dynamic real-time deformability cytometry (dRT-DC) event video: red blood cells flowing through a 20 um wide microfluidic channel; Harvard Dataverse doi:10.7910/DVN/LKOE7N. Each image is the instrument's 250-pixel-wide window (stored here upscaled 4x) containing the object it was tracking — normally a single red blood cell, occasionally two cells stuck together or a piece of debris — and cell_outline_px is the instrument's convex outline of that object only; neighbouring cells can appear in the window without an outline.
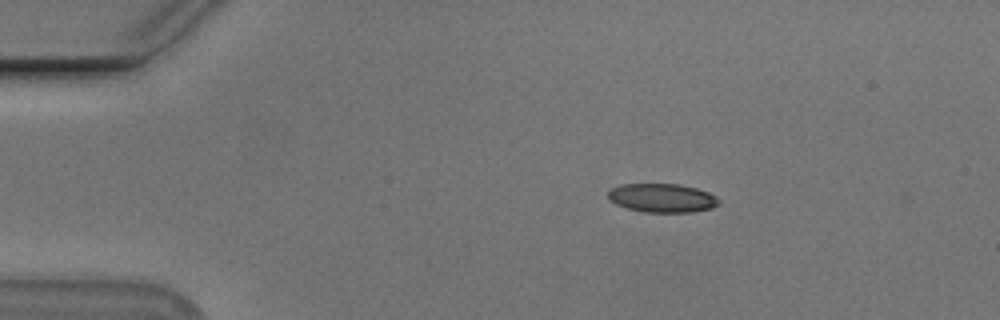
{"species": "Egyptian fruit bat (a non-hibernating species)", "species_latin": "Rousettus aegyptiacus", "temperature_condition": "cold", "stored_images_in_passage": 46, "camera_frame_rate_fps": 3000, "um_per_image_px": 0.085, "animal": {"sex": "male"}, "frame": {"image": 1, "passage_image": 1, "time_ms": 0.0, "image_size_px": [1000, 320], "cell_outline_px": [[720, 204], [712, 208], [692, 212], [644, 212], [628, 208], [616, 204], [608, 200], [608, 188], [620, 184], [680, 184], [696, 188], [708, 192], [716, 196], [720, 200]], "centroid_in_image_um": [56.27, 16.82], "position_along_channel_um": 28.7, "area_um2": 18.79}}
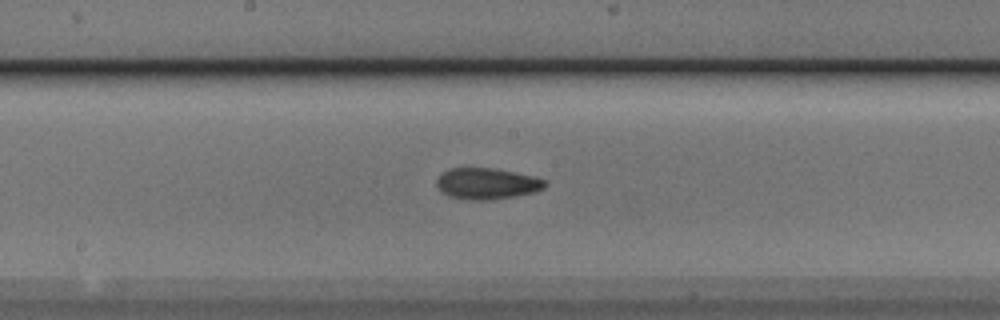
{"frame": {"image": 2, "passage_image": 20, "time_ms": 6.333, "image_size_px": [1000, 320], "cell_outline_px": [[548, 184], [544, 188], [536, 192], [516, 196], [488, 200], [468, 200], [448, 196], [440, 192], [436, 184], [436, 180], [440, 172], [448, 168], [492, 168], [516, 172], [536, 176], [548, 180]], "centroid_in_image_um": [41.39, 15.6], "position_along_channel_um": 206.8, "area_um2": 20.23}}
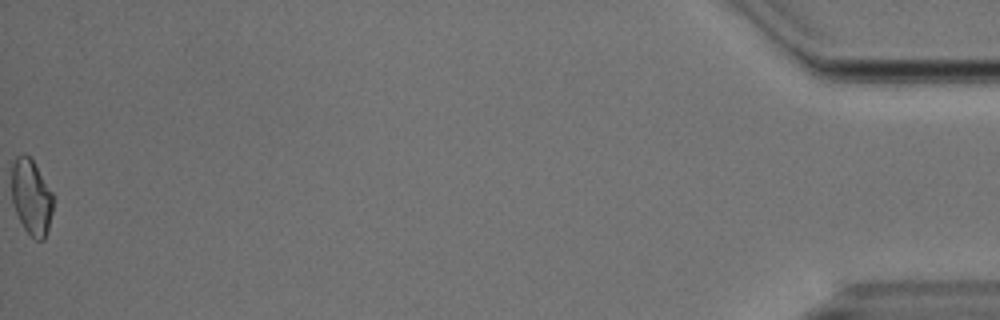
{"frame": {"image": 3, "passage_image": 46, "time_ms": 15.0, "image_size_px": [1000, 320], "cell_outline_px": [[52, 212], [48, 232], [44, 240], [36, 240], [24, 228], [12, 204], [12, 164], [16, 156], [24, 152], [32, 160], [52, 192]], "centroid_in_image_um": [2.65, 16.76], "position_along_channel_um": 432.5, "area_um2": 18.15}, "authors_computed_cell_mechanics": {"area_um2": 18.9295, "velocity_mm_per_s": 3.7727, "shape_relaxation_time_tau1_ms": 9.4779, "shape_relaxation_time_tau2_ms": 3.065, "deformation_change_tau1": 0.1754, "deformation_change_tau2": 0.0808}}